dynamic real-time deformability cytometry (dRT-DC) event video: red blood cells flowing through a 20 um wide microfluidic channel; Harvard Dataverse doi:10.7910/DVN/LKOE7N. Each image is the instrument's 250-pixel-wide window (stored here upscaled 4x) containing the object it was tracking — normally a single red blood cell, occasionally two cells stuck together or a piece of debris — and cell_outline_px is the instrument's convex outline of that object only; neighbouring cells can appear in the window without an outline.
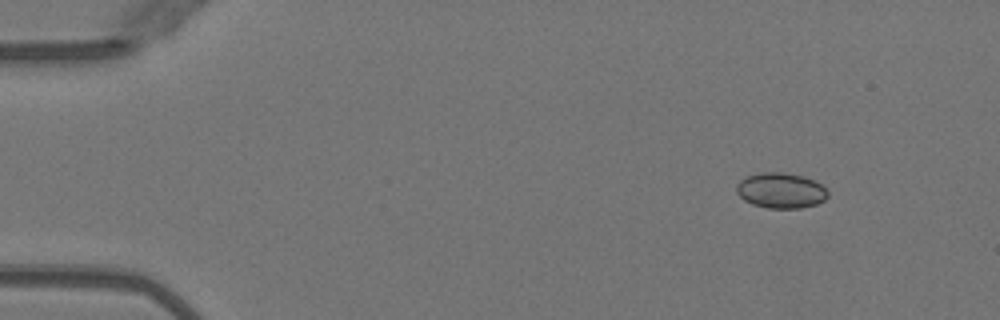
{"species": "Egyptian fruit bat (a non-hibernating species)", "species_latin": "Rousettus aegyptiacus", "temperature_condition": "warm", "stored_images_in_passage": 47, "camera_frame_rate_fps": 3000, "um_per_image_px": 0.085, "animal": {"sex": "female"}, "frame": {"image": 1, "passage_image": 2, "time_ms": 0.333, "image_size_px": [1000, 320], "cell_outline_px": [[828, 196], [824, 200], [816, 204], [800, 208], [768, 208], [752, 204], [744, 200], [736, 192], [736, 184], [744, 176], [760, 172], [780, 172], [804, 176], [820, 184], [828, 192]], "centroid_in_image_um": [66.33, 16.18], "position_along_channel_um": 18.7, "area_um2": 18.9}}
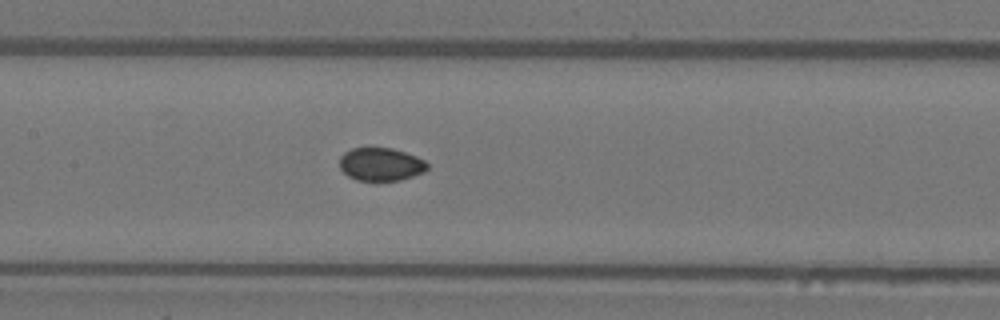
{"frame": {"image": 2, "passage_image": 21, "time_ms": 6.667, "image_size_px": [1000, 320], "cell_outline_px": [[428, 168], [424, 172], [400, 180], [356, 180], [348, 176], [340, 168], [340, 156], [344, 152], [352, 148], [392, 148], [416, 156], [424, 160], [428, 164]], "centroid_in_image_um": [32.36, 13.96], "position_along_channel_um": 175.0, "area_um2": 16.82}}
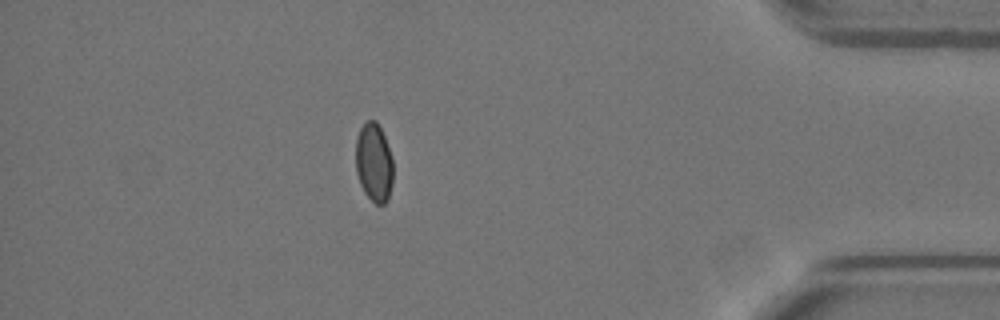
{"frame": {"image": 3, "passage_image": 41, "time_ms": 13.333, "image_size_px": [1000, 320], "cell_outline_px": [[392, 184], [388, 200], [384, 204], [376, 204], [364, 192], [360, 184], [356, 172], [356, 136], [360, 128], [368, 120], [376, 120], [384, 136], [392, 156]], "centroid_in_image_um": [31.78, 13.82], "position_along_channel_um": 403.4, "area_um2": 17.17}, "authors_computed_cell_mechanics": {"area_um2": 17.6868, "velocity_mm_per_s": 4.0403, "shape_relaxation_time_tau1_ms": null, "shape_relaxation_time_tau2_ms": 0.5884, "deformation_change_tau1": null, "deformation_change_tau2": 0.0245}}